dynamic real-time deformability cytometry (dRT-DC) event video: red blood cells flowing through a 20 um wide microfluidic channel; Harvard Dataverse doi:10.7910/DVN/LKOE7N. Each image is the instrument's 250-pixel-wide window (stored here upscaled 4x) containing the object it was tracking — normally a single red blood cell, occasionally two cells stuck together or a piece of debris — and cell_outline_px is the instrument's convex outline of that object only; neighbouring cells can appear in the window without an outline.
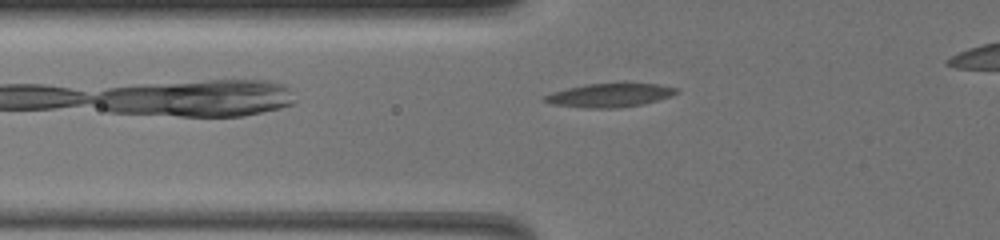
{"species": "common noctule bat (a hibernating species)", "species_latin": "Nyctalus noctula", "temperature_condition": "warm", "stored_images_in_passage": 39, "camera_frame_rate_fps": 3000, "um_per_image_px": 0.085, "animal": {"sex": "female", "body_mass_g": 19.5, "forearm_length_mm": 54.1}, "frame": {"image": 1, "passage_image": 6, "time_ms": 1.667, "image_size_px": [1000, 240], "cell_outline_px": [[680, 92], [672, 96], [640, 104], [616, 108], [584, 108], [556, 104], [540, 100], [544, 96], [552, 92], [568, 88], [588, 84], [656, 84], [676, 88]], "centroid_in_image_um": [51.8, 8.1], "position_along_channel_um": 74.0, "area_um2": 17.74}}
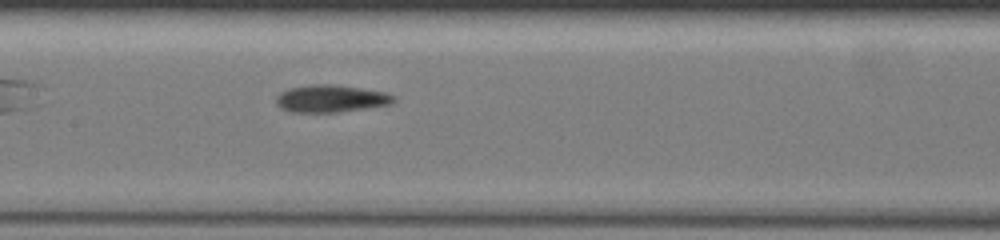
{"frame": {"image": 2, "passage_image": 16, "time_ms": 5.0, "image_size_px": [1000, 240], "cell_outline_px": [[396, 100], [388, 104], [364, 108], [336, 112], [292, 112], [280, 108], [276, 104], [276, 96], [280, 92], [288, 88], [312, 84], [332, 84], [384, 92], [392, 96]], "centroid_in_image_um": [28.03, 8.38], "position_along_channel_um": 179.4, "area_um2": 18.44}}
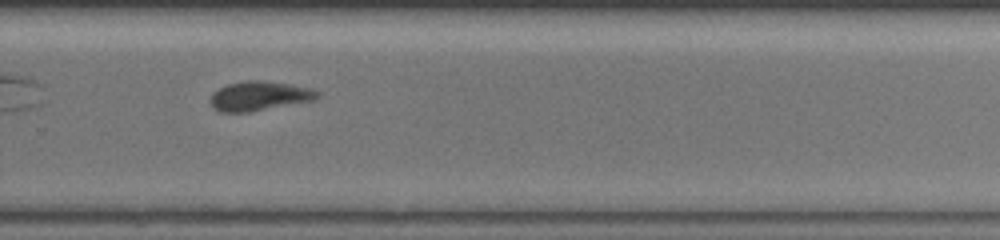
{"frame": {"image": 3, "passage_image": 28, "time_ms": 9.0, "image_size_px": [1000, 240], "cell_outline_px": [[320, 96], [316, 100], [248, 112], [220, 112], [212, 108], [208, 100], [212, 92], [228, 84], [248, 80], [260, 80], [288, 84], [312, 88], [320, 92]], "centroid_in_image_um": [22.03, 8.16], "position_along_channel_um": 307.8, "area_um2": 18.5}, "authors_computed_cell_mechanics": {"area_um2": 18.0914, "velocity_mm_per_s": 3.2235, "shape_relaxation_time_tau1_ms": 10.8789, "shape_relaxation_time_tau2_ms": 3.4329, "deformation_change_tau1": 0.2076, "deformation_change_tau2": 0.0991}}